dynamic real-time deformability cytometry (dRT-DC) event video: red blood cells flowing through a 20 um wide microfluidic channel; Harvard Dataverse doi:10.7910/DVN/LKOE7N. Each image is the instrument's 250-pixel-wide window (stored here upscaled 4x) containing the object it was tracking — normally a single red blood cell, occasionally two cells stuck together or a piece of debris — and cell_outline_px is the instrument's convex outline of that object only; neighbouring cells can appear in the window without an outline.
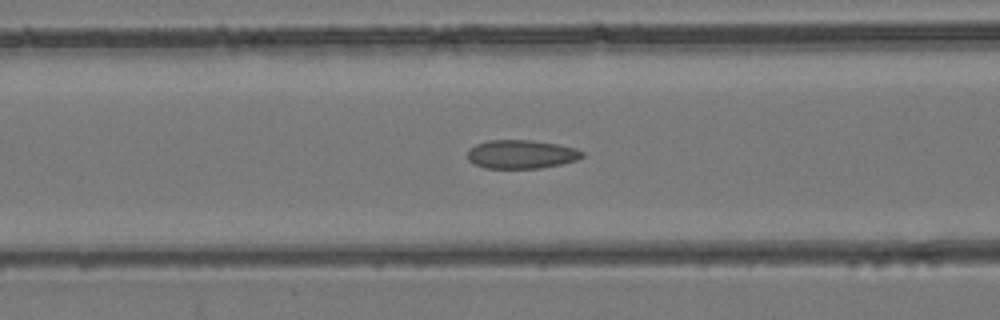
{"species": "common noctule bat (a hibernating species)", "species_latin": "Nyctalus noctula", "temperature_condition": "room temperature", "stored_images_in_passage": 18, "camera_frame_rate_fps": 3000, "um_per_image_px": 0.085, "animal": {"sex": "female", "body_mass_g": 24.6, "forearm_length_mm": 56.2}, "frame": {"image": 1, "passage_image": 7, "time_ms": 2.0, "image_size_px": [1000, 320], "cell_outline_px": [[584, 156], [576, 160], [560, 164], [540, 168], [484, 168], [472, 164], [468, 160], [468, 148], [476, 144], [488, 140], [532, 140], [560, 144], [576, 148], [584, 152]], "centroid_in_image_um": [44.29, 13.1], "position_along_channel_um": 122.3, "area_um2": 19.36}}
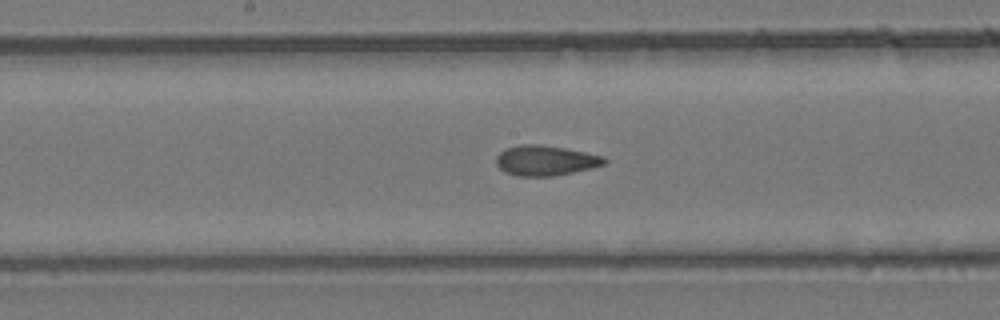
{"frame": {"image": 2, "passage_image": 12, "time_ms": 3.667, "image_size_px": [1000, 320], "cell_outline_px": [[608, 160], [604, 164], [592, 168], [552, 176], [520, 176], [504, 172], [496, 164], [496, 156], [504, 148], [520, 144], [540, 144], [564, 148], [604, 156]], "centroid_in_image_um": [46.34, 13.63], "position_along_channel_um": 201.9, "area_um2": 19.02}}
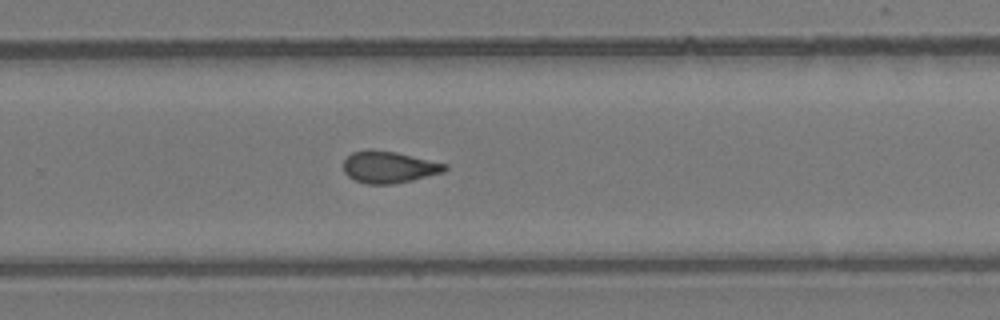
{"frame": {"image": 3, "passage_image": 18, "time_ms": 5.667, "image_size_px": [1000, 320], "cell_outline_px": [[448, 168], [444, 172], [412, 180], [392, 184], [368, 184], [356, 180], [348, 176], [344, 172], [344, 160], [352, 152], [368, 148], [396, 152], [448, 164]], "centroid_in_image_um": [33.06, 14.19], "position_along_channel_um": 296.7, "area_um2": 18.84}}